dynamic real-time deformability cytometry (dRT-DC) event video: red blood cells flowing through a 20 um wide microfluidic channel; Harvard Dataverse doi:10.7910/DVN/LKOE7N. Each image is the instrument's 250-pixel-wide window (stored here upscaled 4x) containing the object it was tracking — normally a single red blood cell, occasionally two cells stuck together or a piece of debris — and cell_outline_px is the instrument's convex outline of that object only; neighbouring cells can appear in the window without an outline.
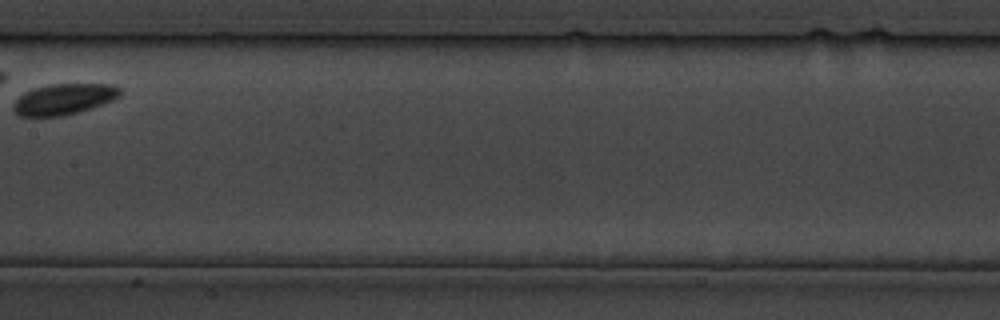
{"species": "common noctule bat (a hibernating species)", "species_latin": "Nyctalus noctula", "temperature_condition": "cold", "stored_images_in_passage": 9, "camera_frame_rate_fps": 3000, "um_per_image_px": 0.085, "animal": {"sex": "male", "body_mass_g": 19.5, "forearm_length_mm": 54.6}, "frame": {"image": 1, "passage_image": 9, "time_ms": 10.0, "image_size_px": [1000, 320], "cell_outline_px": [[120, 96], [112, 100], [76, 112], [60, 116], [20, 116], [12, 108], [12, 104], [24, 92], [36, 88], [52, 84], [112, 84], [120, 88]], "centroid_in_image_um": [5.4, 8.42], "position_along_channel_um": 202.0, "area_um2": 18.79}}